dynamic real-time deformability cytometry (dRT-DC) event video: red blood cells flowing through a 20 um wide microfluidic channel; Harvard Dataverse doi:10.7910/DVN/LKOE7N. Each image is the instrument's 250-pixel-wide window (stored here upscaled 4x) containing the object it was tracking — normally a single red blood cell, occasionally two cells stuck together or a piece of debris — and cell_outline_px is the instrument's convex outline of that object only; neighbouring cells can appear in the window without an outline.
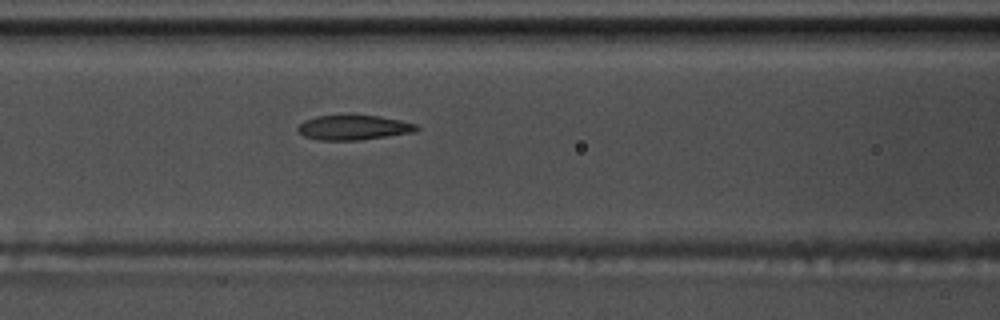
{"species": "common noctule bat (a hibernating species)", "species_latin": "Nyctalus noctula", "temperature_condition": "warm", "stored_images_in_passage": 38, "camera_frame_rate_fps": 3000, "um_per_image_px": 0.085, "animal": {"sex": "male", "body_mass_g": 17.5, "forearm_length_mm": 52.3}, "frame": {"image": 1, "passage_image": 6, "time_ms": 1.667, "image_size_px": [1000, 320], "cell_outline_px": [[420, 128], [416, 132], [360, 140], [320, 140], [304, 136], [296, 128], [304, 120], [316, 116], [380, 116], [400, 120], [416, 124]], "centroid_in_image_um": [30.08, 10.85], "position_along_channel_um": 136.5, "area_um2": 16.99}}
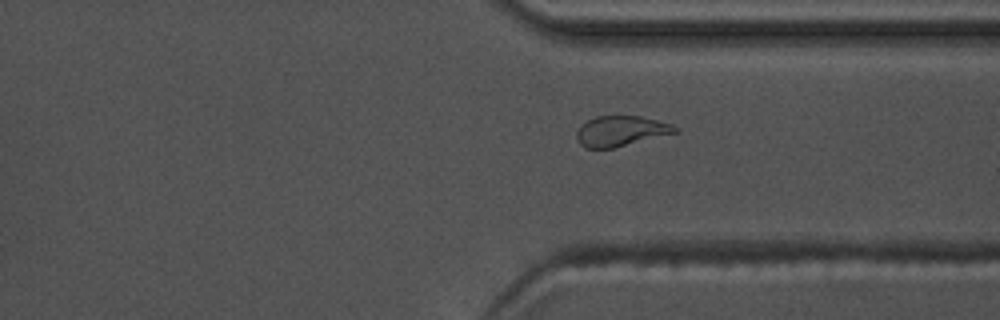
{"frame": {"image": 2, "passage_image": 24, "time_ms": 7.667, "image_size_px": [1000, 320], "cell_outline_px": [[680, 132], [612, 148], [584, 148], [580, 144], [576, 136], [576, 132], [580, 124], [596, 116], [640, 116], [672, 124], [680, 128]], "centroid_in_image_um": [52.79, 11.14], "position_along_channel_um": 358.6, "area_um2": 17.51}}
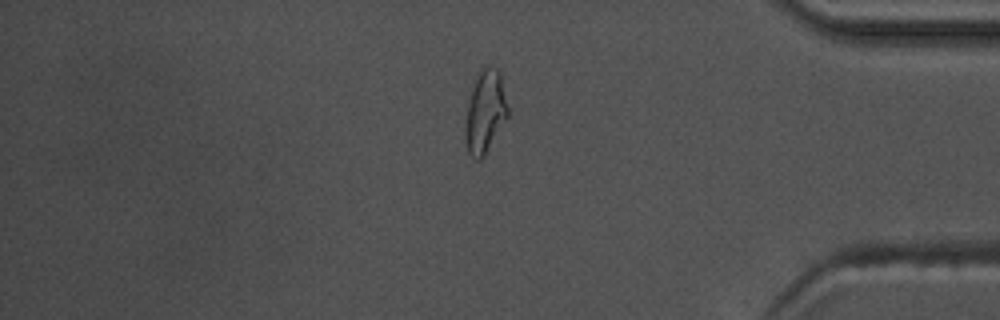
{"frame": {"image": 3, "passage_image": 29, "time_ms": 9.333, "image_size_px": [1000, 320], "cell_outline_px": [[508, 116], [484, 156], [480, 160], [476, 160], [468, 152], [464, 140], [464, 136], [468, 104], [472, 88], [484, 64], [488, 64], [496, 68], [500, 72], [508, 108]], "centroid_in_image_um": [41.24, 9.51], "position_along_channel_um": 394.0, "area_um2": 20.29}}